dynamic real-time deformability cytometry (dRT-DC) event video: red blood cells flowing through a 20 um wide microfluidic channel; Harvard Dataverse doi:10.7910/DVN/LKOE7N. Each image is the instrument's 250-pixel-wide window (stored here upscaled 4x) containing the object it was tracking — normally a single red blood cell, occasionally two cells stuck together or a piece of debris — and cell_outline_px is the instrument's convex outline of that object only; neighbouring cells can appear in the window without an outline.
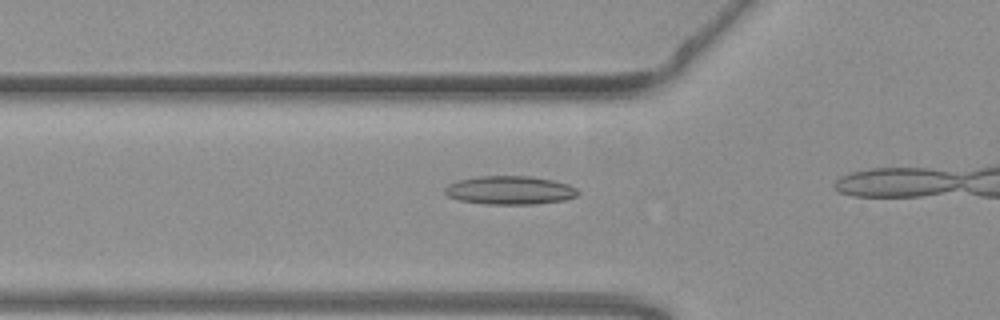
{"species": "common noctule bat (a hibernating species)", "species_latin": "Nyctalus noctula", "temperature_condition": "warm", "stored_images_in_passage": 7, "camera_frame_rate_fps": 3000, "um_per_image_px": 0.085, "animal": {"sex": "female", "body_mass_g": 19.3, "forearm_length_mm": 54.1}, "frame": {"image": 1, "passage_image": 2, "time_ms": 0.333, "image_size_px": [1000, 320], "cell_outline_px": [[580, 192], [576, 196], [564, 200], [532, 204], [484, 204], [460, 200], [448, 196], [444, 192], [444, 188], [448, 184], [460, 180], [480, 176], [532, 176], [552, 180], [568, 184], [576, 188]], "centroid_in_image_um": [43.34, 16.17], "position_along_channel_um": 82.5, "area_um2": 22.02}}
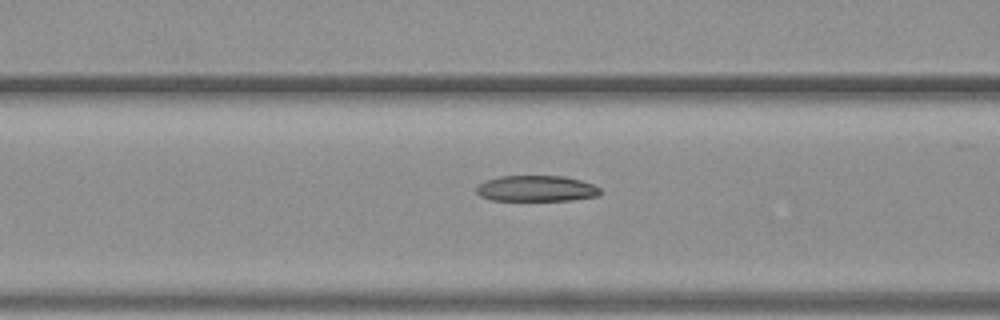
{"frame": {"image": 2, "passage_image": 5, "time_ms": 1.333, "image_size_px": [1000, 320], "cell_outline_px": [[600, 192], [596, 196], [568, 200], [488, 200], [480, 196], [476, 192], [476, 188], [484, 180], [500, 176], [564, 176], [580, 180], [592, 184], [600, 188]], "centroid_in_image_um": [45.54, 16.02], "position_along_channel_um": 121.1, "area_um2": 18.61}}